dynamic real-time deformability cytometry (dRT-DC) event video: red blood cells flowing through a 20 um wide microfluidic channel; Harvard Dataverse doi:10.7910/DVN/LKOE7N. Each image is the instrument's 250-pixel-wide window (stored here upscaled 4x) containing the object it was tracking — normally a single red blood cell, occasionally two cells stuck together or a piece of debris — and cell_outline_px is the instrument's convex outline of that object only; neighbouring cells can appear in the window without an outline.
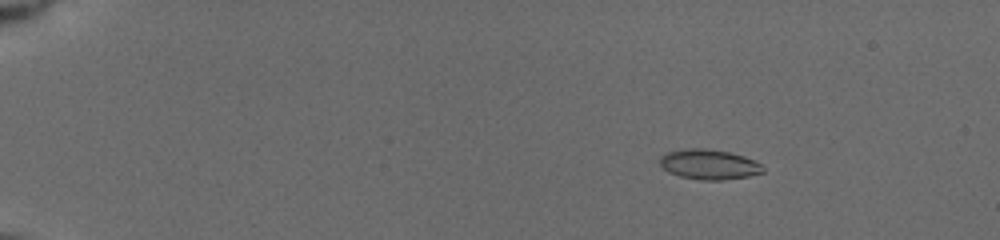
{"species": "common noctule bat (a hibernating species)", "species_latin": "Nyctalus noctula", "temperature_condition": "cold", "stored_images_in_passage": 20, "camera_frame_rate_fps": 3000, "um_per_image_px": 0.085, "animal": {"sex": "female", "body_mass_g": 19.5, "forearm_length_mm": 54.1}, "frame": {"image": 1, "passage_image": 7, "time_ms": 2.333, "image_size_px": [1000, 240], "cell_outline_px": [[764, 172], [748, 176], [720, 180], [700, 180], [680, 176], [668, 172], [660, 164], [660, 156], [668, 152], [688, 148], [704, 148], [728, 152], [744, 156], [760, 164], [764, 168]], "centroid_in_image_um": [60.25, 13.97], "position_along_channel_um": 24.7, "area_um2": 17.86}}
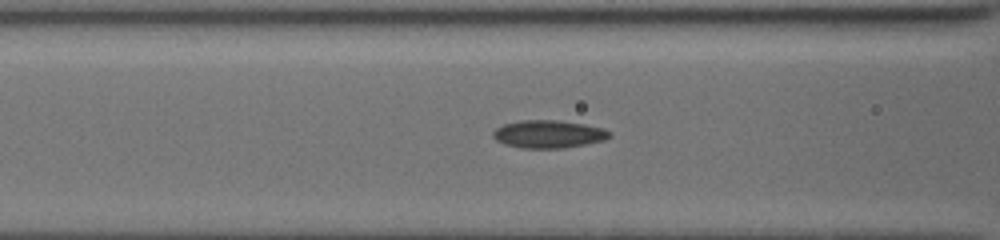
{"frame": {"image": 2, "passage_image": 17, "time_ms": 7.667, "image_size_px": [1000, 240], "cell_outline_px": [[612, 136], [604, 140], [564, 148], [520, 148], [504, 144], [496, 140], [492, 136], [492, 132], [496, 128], [504, 124], [520, 120], [560, 120], [584, 124], [604, 128], [612, 132]], "centroid_in_image_um": [46.63, 11.39], "position_along_channel_um": 120.0, "area_um2": 19.02}}
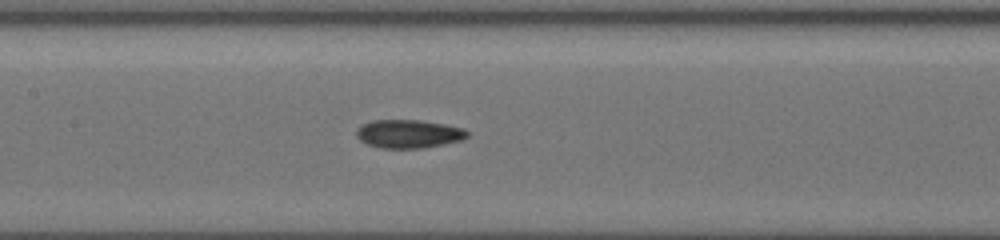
{"frame": {"image": 3, "passage_image": 20, "time_ms": 9.0, "image_size_px": [1000, 240], "cell_outline_px": [[468, 136], [460, 140], [444, 144], [424, 148], [380, 148], [368, 144], [360, 140], [356, 136], [356, 128], [372, 120], [420, 120], [444, 124], [464, 128], [468, 132]], "centroid_in_image_um": [34.72, 11.37], "position_along_channel_um": 172.7, "area_um2": 18.32}}